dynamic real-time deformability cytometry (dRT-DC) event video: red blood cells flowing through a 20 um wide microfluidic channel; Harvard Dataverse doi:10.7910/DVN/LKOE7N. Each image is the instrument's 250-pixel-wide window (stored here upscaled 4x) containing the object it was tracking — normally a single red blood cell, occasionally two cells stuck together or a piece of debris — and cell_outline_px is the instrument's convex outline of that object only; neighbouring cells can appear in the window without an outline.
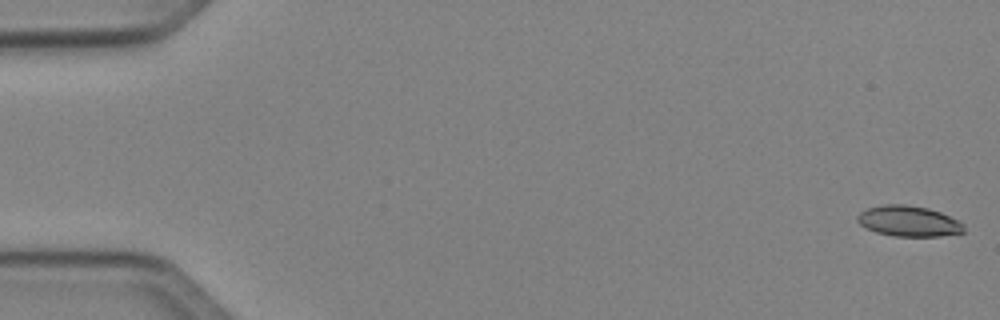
{"species": "Egyptian fruit bat (a non-hibernating species)", "species_latin": "Rousettus aegyptiacus", "temperature_condition": "cold", "stored_images_in_passage": 5, "camera_frame_rate_fps": 3000, "um_per_image_px": 0.085, "animal": {"sex": "female"}, "frame": {"image": 1, "passage_image": 1, "time_ms": 0.0, "image_size_px": [1000, 320], "cell_outline_px": [[964, 232], [940, 236], [892, 236], [876, 232], [860, 224], [856, 220], [856, 216], [860, 212], [868, 208], [880, 204], [904, 204], [928, 208], [940, 212], [964, 224]], "centroid_in_image_um": [77.2, 18.79], "position_along_channel_um": 7.8, "area_um2": 18.96}}
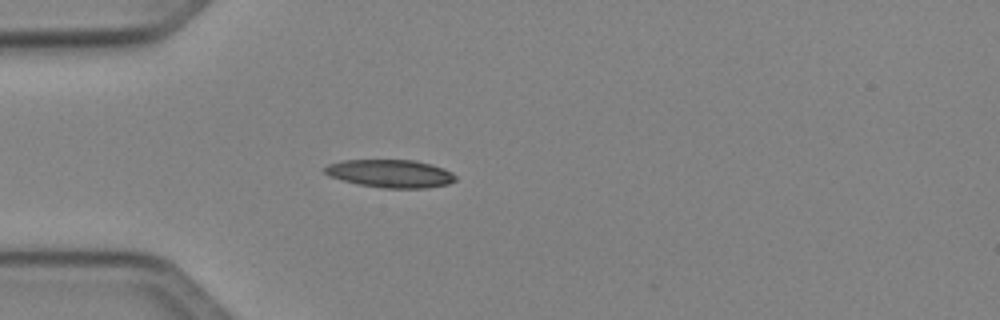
{"frame": {"image": 2, "passage_image": 5, "time_ms": 4.667, "image_size_px": [1000, 320], "cell_outline_px": [[456, 180], [448, 184], [428, 188], [384, 188], [360, 184], [328, 176], [324, 172], [324, 168], [328, 164], [344, 160], [416, 160], [432, 164], [444, 168], [452, 172], [456, 176]], "centroid_in_image_um": [33.22, 14.75], "position_along_channel_um": 51.8, "area_um2": 21.33}}